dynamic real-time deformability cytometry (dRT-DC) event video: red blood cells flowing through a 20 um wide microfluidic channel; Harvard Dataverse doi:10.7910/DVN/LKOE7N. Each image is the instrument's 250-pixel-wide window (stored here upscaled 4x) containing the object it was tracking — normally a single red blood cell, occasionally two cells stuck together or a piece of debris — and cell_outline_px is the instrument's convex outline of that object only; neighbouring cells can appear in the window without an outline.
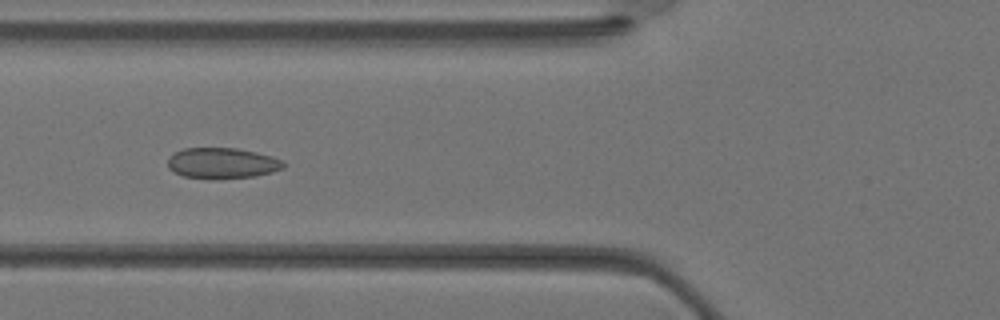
{"species": "Egyptian fruit bat (a non-hibernating species)", "species_latin": "Rousettus aegyptiacus", "temperature_condition": "warm", "stored_images_in_passage": 36, "camera_frame_rate_fps": 3000, "um_per_image_px": 0.085, "animal": {"sex": "female"}, "frame": {"image": 1, "passage_image": 14, "time_ms": 4.333, "image_size_px": [1000, 320], "cell_outline_px": [[284, 168], [272, 172], [256, 176], [216, 180], [212, 180], [184, 176], [168, 168], [168, 160], [176, 152], [184, 148], [236, 148], [256, 152], [272, 156], [280, 160], [284, 164]], "centroid_in_image_um": [18.9, 13.89], "position_along_channel_um": 106.9, "area_um2": 20.81}}
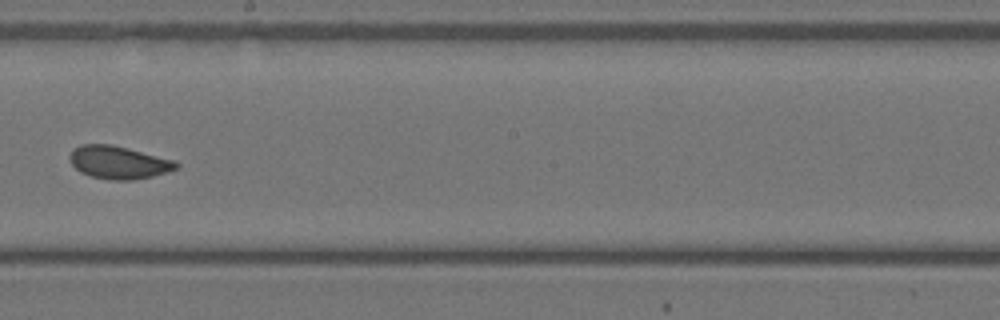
{"frame": {"image": 2, "passage_image": 21, "time_ms": 6.667, "image_size_px": [1000, 320], "cell_outline_px": [[180, 164], [176, 168], [152, 176], [132, 180], [108, 180], [92, 176], [80, 172], [68, 160], [68, 156], [72, 148], [80, 144], [112, 144], [128, 148], [172, 160]], "centroid_in_image_um": [9.99, 13.79], "position_along_channel_um": 238.2, "area_um2": 20.29}}
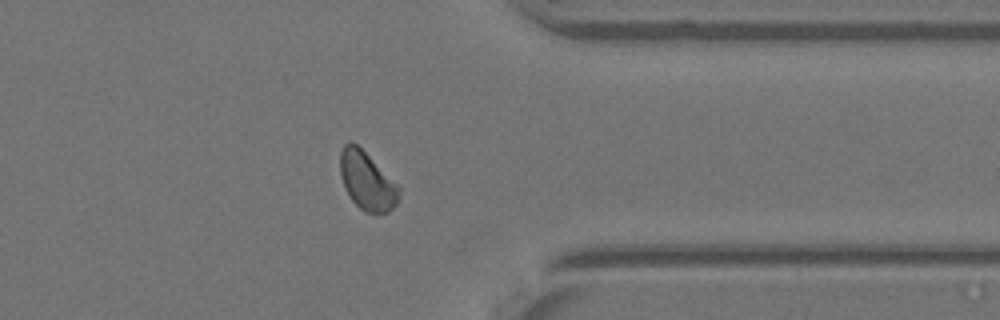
{"frame": {"image": 3, "passage_image": 29, "time_ms": 9.333, "image_size_px": [1000, 320], "cell_outline_px": [[400, 192], [396, 204], [388, 212], [376, 216], [364, 212], [352, 200], [344, 188], [340, 176], [340, 152], [344, 144], [348, 140], [356, 144], [400, 188]], "centroid_in_image_um": [31.16, 15.43], "position_along_channel_um": 380.2, "area_um2": 19.83}}